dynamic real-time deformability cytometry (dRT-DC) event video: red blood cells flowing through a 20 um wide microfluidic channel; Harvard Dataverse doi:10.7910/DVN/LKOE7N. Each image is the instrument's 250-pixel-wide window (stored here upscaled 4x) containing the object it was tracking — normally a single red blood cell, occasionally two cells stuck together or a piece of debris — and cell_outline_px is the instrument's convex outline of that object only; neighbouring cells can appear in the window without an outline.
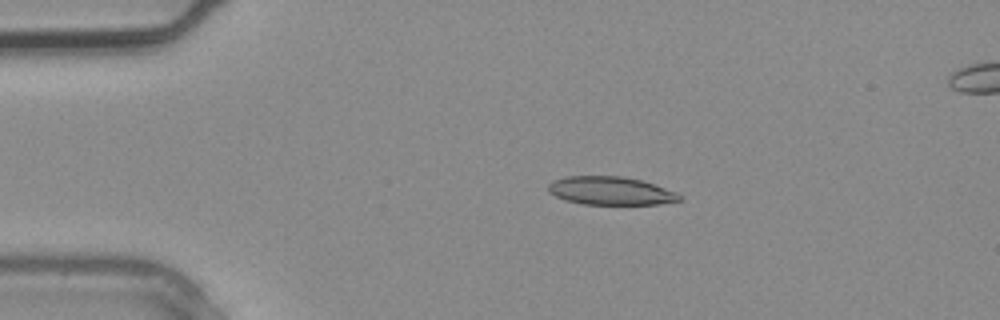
{"species": "common noctule bat (a hibernating species)", "species_latin": "Nyctalus noctula", "temperature_condition": "warm", "stored_images_in_passage": 2, "camera_frame_rate_fps": 3000, "um_per_image_px": 0.085, "animal": {"sex": "male", "body_mass_g": 20.4}, "frame": {"image": 1, "passage_image": 1, "time_ms": 0.0, "image_size_px": [1000, 320], "cell_outline_px": [[680, 200], [660, 204], [584, 204], [564, 200], [548, 192], [548, 184], [552, 180], [568, 176], [620, 176], [640, 180], [676, 192], [680, 196]], "centroid_in_image_um": [51.84, 16.22], "position_along_channel_um": 33.2, "area_um2": 21.39}}